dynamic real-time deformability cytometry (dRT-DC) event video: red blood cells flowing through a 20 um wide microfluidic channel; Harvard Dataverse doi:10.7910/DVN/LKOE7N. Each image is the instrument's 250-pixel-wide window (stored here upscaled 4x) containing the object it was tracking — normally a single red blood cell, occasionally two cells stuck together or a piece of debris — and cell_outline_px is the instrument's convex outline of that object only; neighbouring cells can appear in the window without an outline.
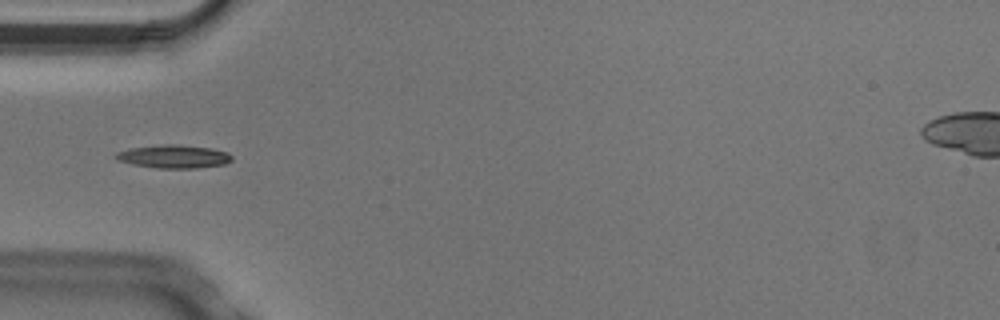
{"species": "Egyptian fruit bat (a non-hibernating species)", "species_latin": "Rousettus aegyptiacus", "temperature_condition": "cold", "stored_images_in_passage": 6, "segment_of_instrument_passage": [2, 2], "camera_frame_rate_fps": 3000, "um_per_image_px": 0.085, "animal": {"sex": "male"}, "frame": {"image": 1, "passage_image": 4, "time_ms": 1.0, "image_size_px": [1000, 320], "cell_outline_px": [[232, 160], [224, 164], [196, 168], [156, 168], [132, 164], [116, 160], [112, 156], [116, 152], [132, 148], [168, 144], [172, 144], [212, 148], [228, 152], [232, 156]], "centroid_in_image_um": [14.75, 13.31], "position_along_channel_um": 70.2, "area_um2": 15.66}}
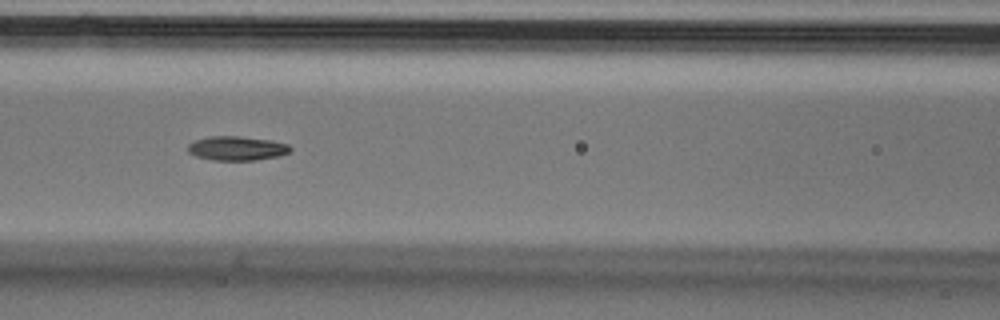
{"frame": {"image": 2, "passage_image": 6, "time_ms": 1.667, "image_size_px": [1000, 320], "cell_outline_px": [[292, 148], [288, 152], [280, 156], [256, 160], [212, 160], [196, 156], [188, 152], [188, 144], [196, 140], [208, 136], [240, 136], [272, 140], [288, 144]], "centroid_in_image_um": [20.14, 12.6], "position_along_channel_um": 146.5, "area_um2": 14.51}}